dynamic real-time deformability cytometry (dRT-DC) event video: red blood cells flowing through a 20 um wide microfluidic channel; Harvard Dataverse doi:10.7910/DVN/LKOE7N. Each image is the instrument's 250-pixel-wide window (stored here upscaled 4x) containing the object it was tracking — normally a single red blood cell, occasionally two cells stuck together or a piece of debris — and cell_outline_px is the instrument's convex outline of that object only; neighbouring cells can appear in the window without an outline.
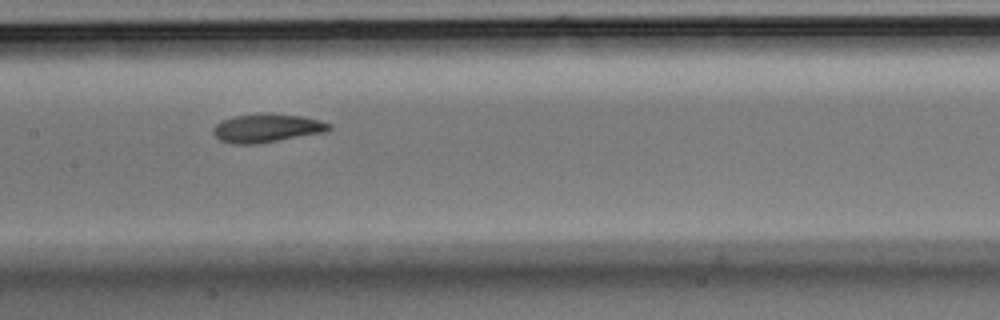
{"species": "Egyptian fruit bat (a non-hibernating species)", "species_latin": "Rousettus aegyptiacus", "temperature_condition": "room temperature", "stored_images_in_passage": 10, "camera_frame_rate_fps": 3000, "um_per_image_px": 0.085, "animal": {"sex": "male"}, "frame": {"image": 1, "passage_image": 4, "time_ms": 1.0, "image_size_px": [1000, 320], "cell_outline_px": [[332, 128], [328, 132], [256, 144], [232, 144], [220, 140], [212, 132], [212, 128], [216, 124], [224, 120], [236, 116], [300, 116], [320, 120], [332, 124]], "centroid_in_image_um": [22.72, 10.95], "position_along_channel_um": 184.7, "area_um2": 18.5}}
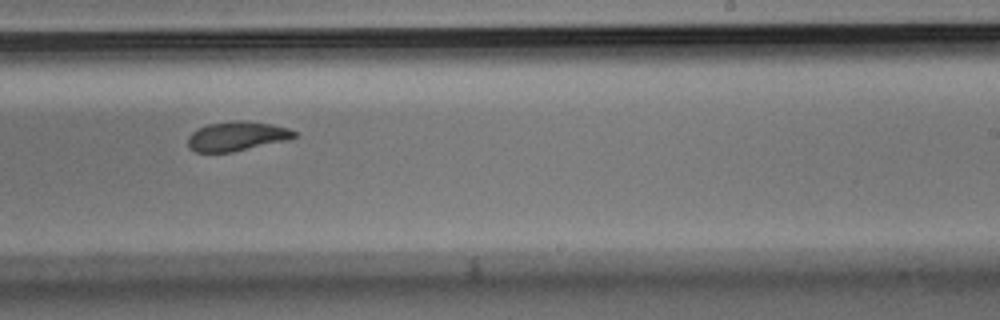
{"frame": {"image": 2, "passage_image": 6, "time_ms": 1.667, "image_size_px": [1000, 320], "cell_outline_px": [[296, 136], [288, 140], [232, 152], [196, 152], [188, 148], [188, 136], [196, 128], [208, 124], [232, 120], [240, 120], [272, 124], [288, 128], [296, 132]], "centroid_in_image_um": [20.1, 11.57], "position_along_channel_um": 268.9, "area_um2": 18.32}}
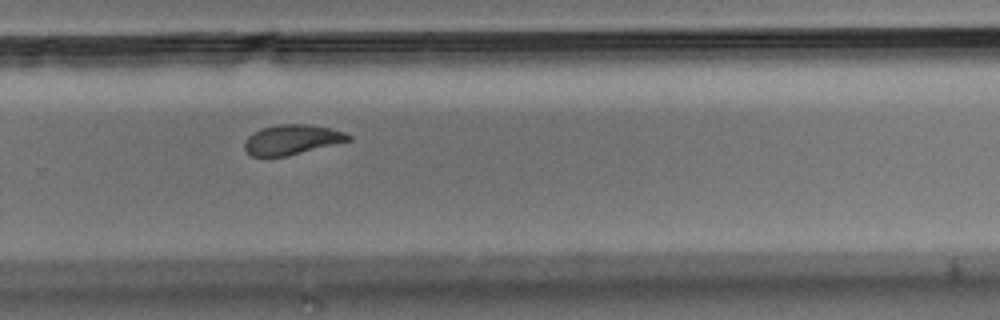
{"frame": {"image": 3, "passage_image": 7, "time_ms": 2.0, "image_size_px": [1000, 320], "cell_outline_px": [[352, 140], [284, 156], [252, 156], [244, 148], [244, 144], [248, 136], [260, 128], [276, 124], [308, 124], [328, 128], [344, 132], [352, 136]], "centroid_in_image_um": [24.8, 11.85], "position_along_channel_um": 305.0, "area_um2": 17.86}}